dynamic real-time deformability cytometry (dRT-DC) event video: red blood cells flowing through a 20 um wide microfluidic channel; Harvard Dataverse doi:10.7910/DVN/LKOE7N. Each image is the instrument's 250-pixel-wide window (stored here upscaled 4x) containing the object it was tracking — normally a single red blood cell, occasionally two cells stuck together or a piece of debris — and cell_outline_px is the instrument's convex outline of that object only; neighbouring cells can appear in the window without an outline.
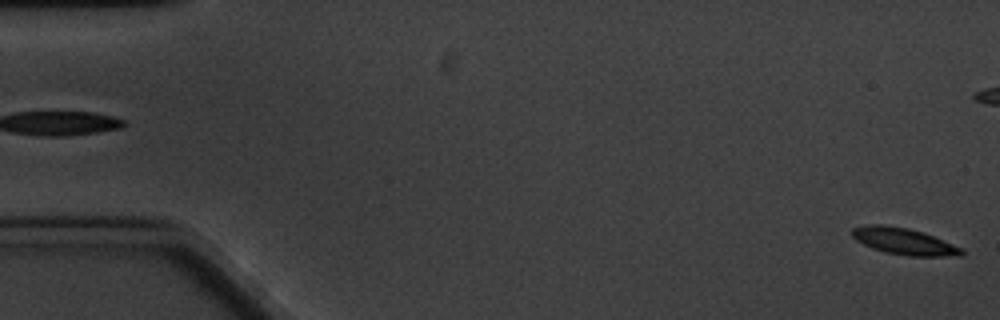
{"species": "common noctule bat (a hibernating species)", "species_latin": "Nyctalus noctula", "temperature_condition": "cold", "stored_images_in_passage": 6, "segment_of_instrument_passage": [2, 2], "camera_frame_rate_fps": 3000, "um_per_image_px": 0.085, "animal": {"sex": "male", "body_mass_g": 20.1, "forearm_length_mm": 53.5}, "frame": {"image": 1, "passage_image": 6, "time_ms": 5.667, "image_size_px": [1000, 320], "cell_outline_px": [[964, 252], [960, 256], [908, 256], [884, 252], [872, 248], [856, 240], [852, 236], [852, 228], [872, 224], [884, 224], [908, 228], [924, 232], [964, 248]], "centroid_in_image_um": [76.87, 20.51], "position_along_channel_um": 8.1, "area_um2": 17.11}}